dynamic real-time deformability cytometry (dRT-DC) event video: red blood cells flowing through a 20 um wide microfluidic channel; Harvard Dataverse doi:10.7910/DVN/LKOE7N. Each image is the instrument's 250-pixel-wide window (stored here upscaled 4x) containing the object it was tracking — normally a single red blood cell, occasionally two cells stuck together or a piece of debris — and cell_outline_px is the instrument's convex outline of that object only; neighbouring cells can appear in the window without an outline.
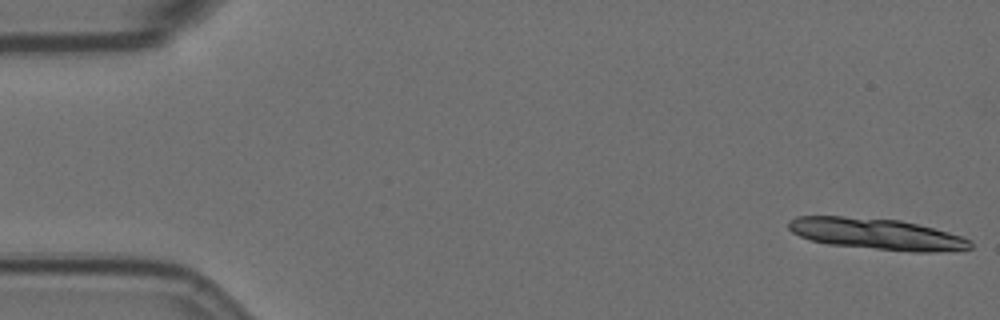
{"species": "Egyptian fruit bat (a non-hibernating species)", "species_latin": "Rousettus aegyptiacus", "temperature_condition": "room temperature", "stored_images_in_passage": 14, "camera_frame_rate_fps": 3000, "um_per_image_px": 0.085, "animal": {"sex": "female"}, "frame": {"image": 1, "passage_image": 1, "time_ms": 0.0, "image_size_px": [1000, 320], "cell_outline_px": [[972, 248], [936, 252], [912, 252], [828, 244], [812, 240], [800, 236], [792, 232], [788, 228], [788, 220], [796, 216], [844, 216], [900, 220], [948, 232], [972, 240]], "centroid_in_image_um": [74.49, 19.88], "position_along_channel_um": 10.5, "area_um2": 33.0}}